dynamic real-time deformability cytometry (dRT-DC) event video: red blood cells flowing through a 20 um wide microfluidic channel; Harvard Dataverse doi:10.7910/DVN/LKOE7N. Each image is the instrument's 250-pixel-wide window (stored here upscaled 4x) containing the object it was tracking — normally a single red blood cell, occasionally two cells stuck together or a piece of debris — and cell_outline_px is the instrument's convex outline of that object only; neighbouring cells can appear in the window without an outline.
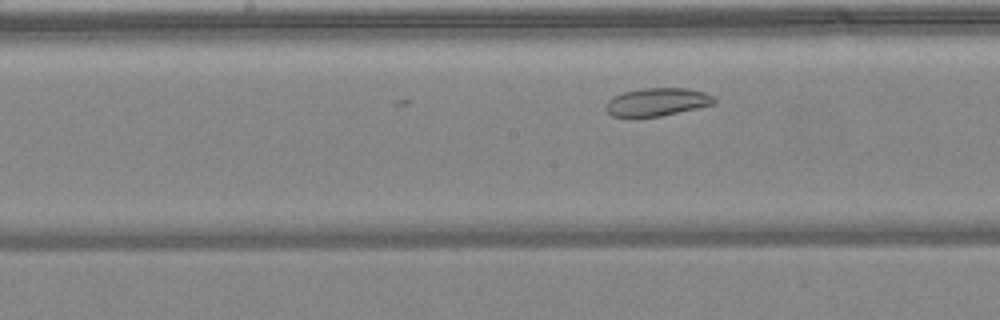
{"species": "common noctule bat (a hibernating species)", "species_latin": "Nyctalus noctula", "temperature_condition": "warm", "stored_images_in_passage": 15, "camera_frame_rate_fps": 3000, "um_per_image_px": 0.085, "animal": {"sex": "female", "body_mass_g": 24.6, "forearm_length_mm": 56.2}, "frame": {"image": 1, "passage_image": 15, "time_ms": 4.667, "image_size_px": [1000, 320], "cell_outline_px": [[716, 104], [660, 116], [612, 116], [604, 108], [608, 100], [612, 96], [624, 92], [640, 88], [688, 88], [704, 92], [712, 96], [716, 100]], "centroid_in_image_um": [55.85, 8.65], "position_along_channel_um": 192.3, "area_um2": 17.63}}